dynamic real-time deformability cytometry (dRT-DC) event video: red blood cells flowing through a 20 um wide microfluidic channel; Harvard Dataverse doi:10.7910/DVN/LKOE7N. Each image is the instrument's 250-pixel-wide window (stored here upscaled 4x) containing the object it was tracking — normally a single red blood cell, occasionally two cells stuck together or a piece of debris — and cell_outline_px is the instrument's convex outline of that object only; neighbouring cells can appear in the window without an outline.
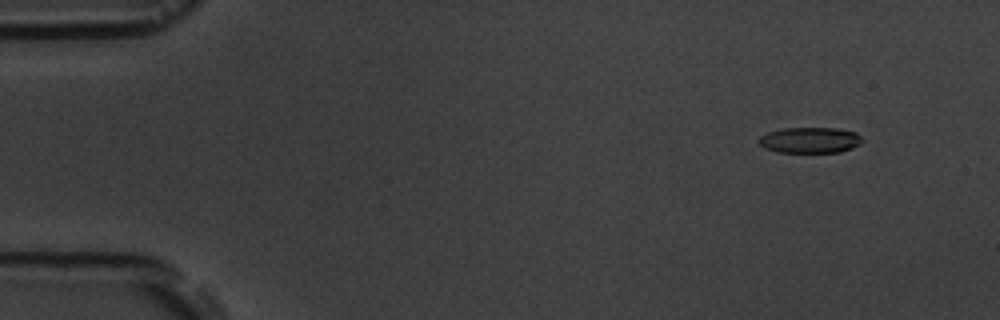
{"species": "common noctule bat (a hibernating species)", "species_latin": "Nyctalus noctula", "temperature_condition": "room temperature", "stored_images_in_passage": 5, "camera_frame_rate_fps": 3000, "um_per_image_px": 0.085, "animal": {"sex": "male", "body_mass_g": 19.5, "forearm_length_mm": 54.6}, "frame": {"image": 1, "passage_image": 2, "time_ms": 1.333, "image_size_px": [1000, 320], "cell_outline_px": [[864, 140], [860, 144], [852, 148], [840, 152], [776, 152], [764, 148], [756, 140], [760, 136], [768, 132], [784, 128], [836, 128], [856, 132]], "centroid_in_image_um": [68.84, 11.91], "position_along_channel_um": 16.2, "area_um2": 15.66}}
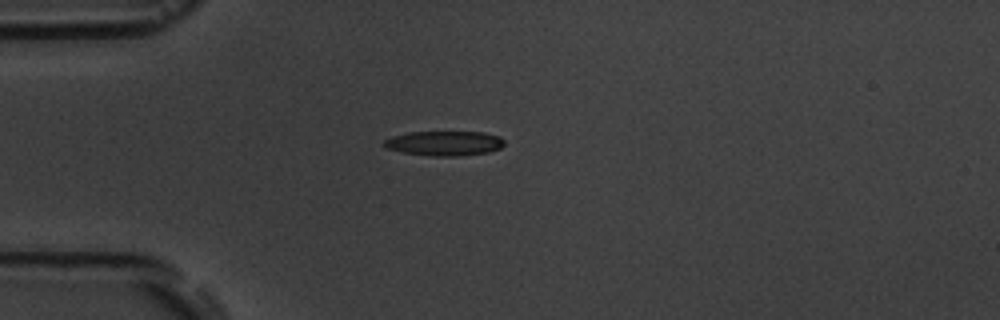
{"frame": {"image": 2, "passage_image": 5, "time_ms": 4.667, "image_size_px": [1000, 320], "cell_outline_px": [[504, 144], [500, 148], [488, 152], [460, 156], [432, 156], [404, 152], [388, 148], [384, 144], [384, 140], [392, 136], [408, 132], [484, 132], [500, 136], [504, 140]], "centroid_in_image_um": [37.81, 12.17], "position_along_channel_um": 47.2, "area_um2": 17.22}}